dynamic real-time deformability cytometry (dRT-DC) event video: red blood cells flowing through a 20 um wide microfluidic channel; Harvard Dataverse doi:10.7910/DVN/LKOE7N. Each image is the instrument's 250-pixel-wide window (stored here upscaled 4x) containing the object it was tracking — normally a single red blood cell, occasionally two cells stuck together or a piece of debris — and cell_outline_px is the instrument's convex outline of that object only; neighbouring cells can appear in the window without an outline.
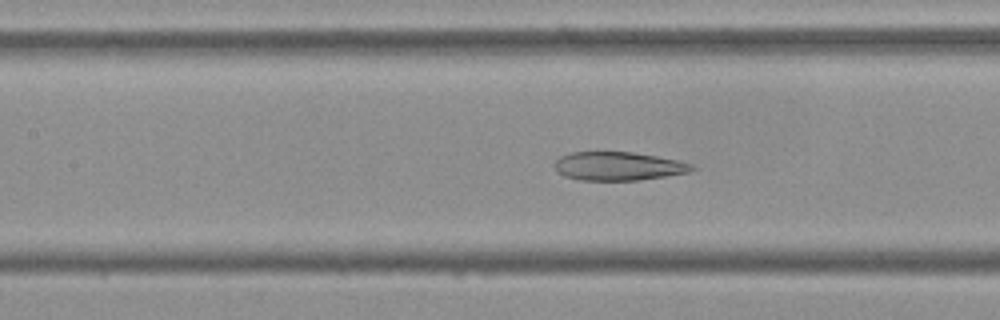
{"species": "Egyptian fruit bat (a non-hibernating species)", "species_latin": "Rousettus aegyptiacus", "temperature_condition": "cold", "stored_images_in_passage": 53, "camera_frame_rate_fps": 3000, "um_per_image_px": 0.085, "frame": {"image": 1, "passage_image": 23, "time_ms": 7.333, "image_size_px": [1000, 320], "cell_outline_px": [[696, 168], [688, 172], [668, 176], [640, 180], [580, 180], [564, 176], [556, 172], [556, 160], [560, 156], [572, 152], [632, 152], [680, 160], [696, 164]], "centroid_in_image_um": [52.6, 14.12], "position_along_channel_um": 154.8, "area_um2": 23.0}}
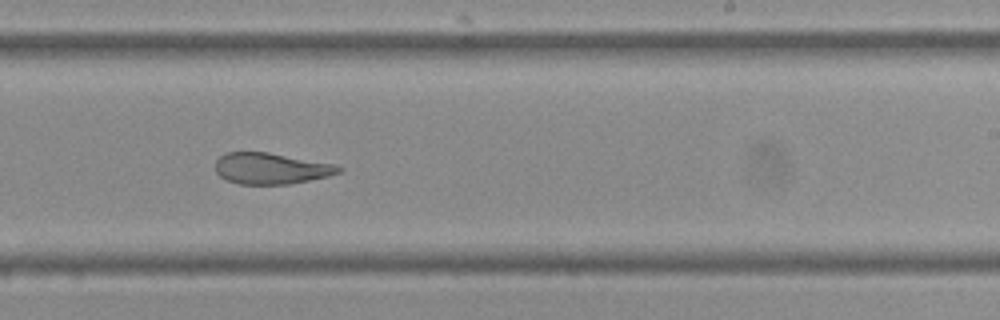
{"frame": {"image": 2, "passage_image": 32, "time_ms": 10.333, "image_size_px": [1000, 320], "cell_outline_px": [[344, 168], [340, 172], [328, 176], [288, 184], [240, 184], [228, 180], [220, 176], [216, 172], [216, 160], [220, 156], [228, 152], [268, 152], [336, 164]], "centroid_in_image_um": [23.05, 14.31], "position_along_channel_um": 265.9, "area_um2": 22.31}}
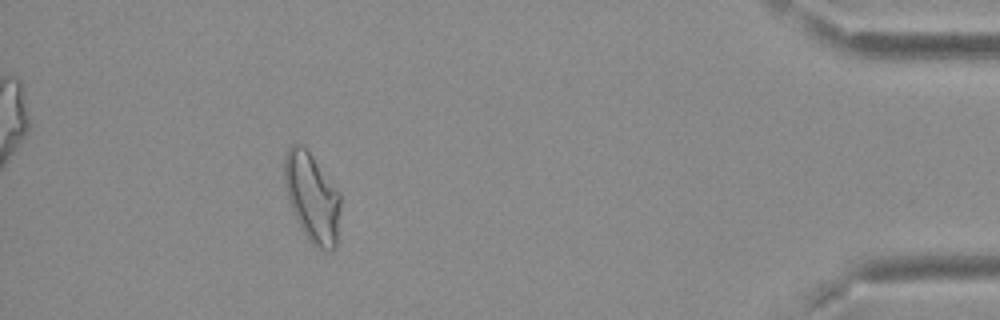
{"frame": {"image": 3, "passage_image": 48, "time_ms": 15.667, "image_size_px": [1000, 320], "cell_outline_px": [[340, 208], [336, 248], [332, 252], [328, 252], [312, 244], [300, 228], [296, 220], [288, 200], [284, 184], [284, 160], [288, 148], [292, 144], [304, 144], [340, 192]], "centroid_in_image_um": [26.53, 16.79], "position_along_channel_um": 408.7, "area_um2": 29.54}, "authors_computed_cell_mechanics": {"area_um2": 27.8596, "velocity_mm_per_s": 3.7139, "shape_relaxation_time_tau1_ms": null, "shape_relaxation_time_tau2_ms": 2.9211, "deformation_change_tau1": null, "deformation_change_tau2": 0.1092}}